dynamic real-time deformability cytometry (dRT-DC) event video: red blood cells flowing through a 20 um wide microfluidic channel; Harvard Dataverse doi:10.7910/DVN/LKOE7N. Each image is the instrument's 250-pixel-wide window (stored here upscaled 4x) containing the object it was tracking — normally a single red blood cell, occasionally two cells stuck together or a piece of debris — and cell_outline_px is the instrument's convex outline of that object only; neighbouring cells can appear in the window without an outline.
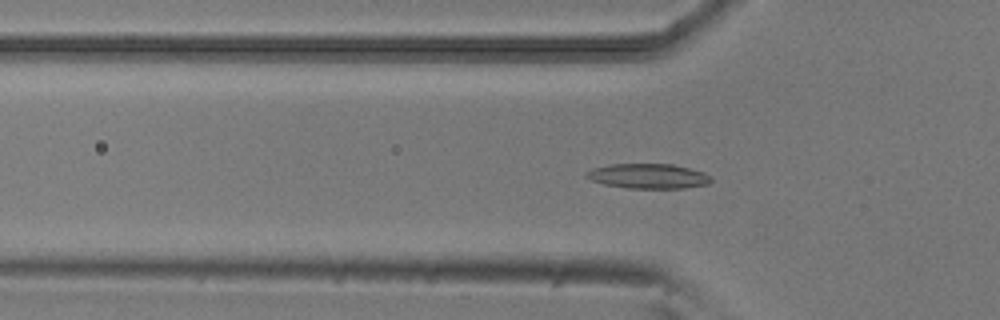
{"species": "common noctule bat (a hibernating species)", "species_latin": "Nyctalus noctula", "temperature_condition": "room temperature", "stored_images_in_passage": 43, "camera_frame_rate_fps": 3000, "um_per_image_px": 0.085, "animal": {"sex": "male", "body_mass_g": 20.5, "forearm_length_mm": 52.5}, "frame": {"image": 1, "passage_image": 8, "time_ms": 2.333, "image_size_px": [1000, 320], "cell_outline_px": [[712, 180], [708, 184], [684, 188], [628, 188], [604, 184], [592, 180], [584, 176], [584, 172], [592, 168], [612, 164], [672, 164], [704, 172], [712, 176]], "centroid_in_image_um": [55.1, 14.97], "position_along_channel_um": 70.7, "area_um2": 18.09}}
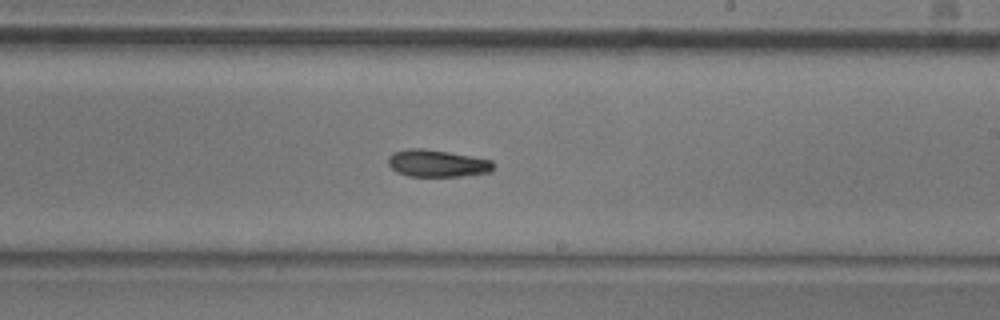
{"frame": {"image": 2, "passage_image": 22, "time_ms": 7.0, "image_size_px": [1000, 320], "cell_outline_px": [[496, 164], [492, 172], [460, 176], [408, 176], [396, 172], [388, 164], [388, 156], [392, 152], [408, 148], [424, 148], [472, 156], [492, 160]], "centroid_in_image_um": [37.17, 13.88], "position_along_channel_um": 251.8, "area_um2": 16.88}}
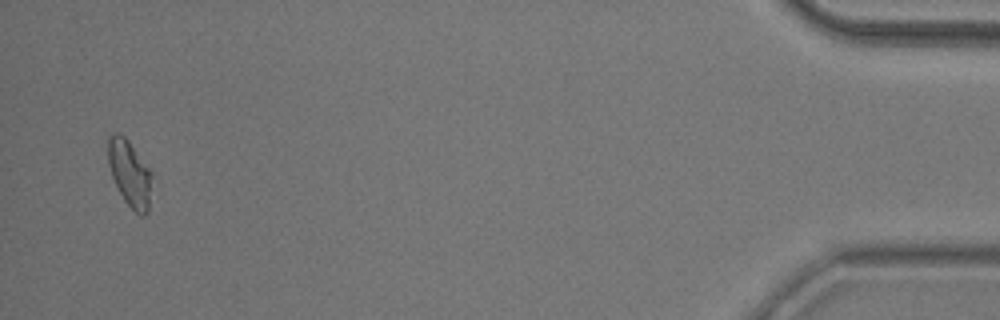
{"frame": {"image": 3, "passage_image": 42, "time_ms": 13.667, "image_size_px": [1000, 320], "cell_outline_px": [[152, 176], [148, 212], [144, 216], [140, 216], [124, 200], [112, 176], [108, 164], [104, 140], [112, 132], [120, 132], [128, 140], [152, 172]], "centroid_in_image_um": [10.97, 14.65], "position_along_channel_um": 424.2, "area_um2": 17.28}, "authors_computed_cell_mechanics": {"area_um2": 16.762, "velocity_mm_per_s": 3.8617, "shape_relaxation_time_tau1_ms": 3.5478, "shape_relaxation_time_tau2_ms": null, "deformation_change_tau1": 0.0864, "deformation_change_tau2": null}}